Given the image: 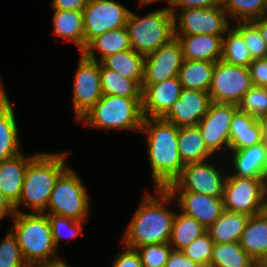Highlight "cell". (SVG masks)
I'll return each mask as SVG.
<instances>
[{"label":"cell","instance_id":"6da1fadb","mask_svg":"<svg viewBox=\"0 0 267 267\" xmlns=\"http://www.w3.org/2000/svg\"><path fill=\"white\" fill-rule=\"evenodd\" d=\"M156 195H145L130 220L122 243L130 248L169 243L175 212L166 208L174 197L167 189L156 188Z\"/></svg>","mask_w":267,"mask_h":267},{"label":"cell","instance_id":"7a4b0ae2","mask_svg":"<svg viewBox=\"0 0 267 267\" xmlns=\"http://www.w3.org/2000/svg\"><path fill=\"white\" fill-rule=\"evenodd\" d=\"M142 131L148 134L147 151L155 188L166 189L185 166L177 144L179 127L162 118H144Z\"/></svg>","mask_w":267,"mask_h":267},{"label":"cell","instance_id":"3957f363","mask_svg":"<svg viewBox=\"0 0 267 267\" xmlns=\"http://www.w3.org/2000/svg\"><path fill=\"white\" fill-rule=\"evenodd\" d=\"M12 232L16 235L21 254L29 267H47L64 263L57 255L51 226L44 212H16L12 217Z\"/></svg>","mask_w":267,"mask_h":267},{"label":"cell","instance_id":"277c9868","mask_svg":"<svg viewBox=\"0 0 267 267\" xmlns=\"http://www.w3.org/2000/svg\"><path fill=\"white\" fill-rule=\"evenodd\" d=\"M67 156L68 152L37 153L28 164L15 212H21L20 205L34 212H45L56 181L69 168L65 162Z\"/></svg>","mask_w":267,"mask_h":267},{"label":"cell","instance_id":"5b68a950","mask_svg":"<svg viewBox=\"0 0 267 267\" xmlns=\"http://www.w3.org/2000/svg\"><path fill=\"white\" fill-rule=\"evenodd\" d=\"M142 98L103 95L78 122L87 127L141 132L143 125Z\"/></svg>","mask_w":267,"mask_h":267},{"label":"cell","instance_id":"8992f818","mask_svg":"<svg viewBox=\"0 0 267 267\" xmlns=\"http://www.w3.org/2000/svg\"><path fill=\"white\" fill-rule=\"evenodd\" d=\"M126 28L131 48L144 56L175 38L174 15L169 6L152 11L143 17L130 11Z\"/></svg>","mask_w":267,"mask_h":267},{"label":"cell","instance_id":"52a82bcc","mask_svg":"<svg viewBox=\"0 0 267 267\" xmlns=\"http://www.w3.org/2000/svg\"><path fill=\"white\" fill-rule=\"evenodd\" d=\"M83 184L75 170L69 167L56 181L44 213L48 211L77 221H87L90 202Z\"/></svg>","mask_w":267,"mask_h":267},{"label":"cell","instance_id":"ba28073f","mask_svg":"<svg viewBox=\"0 0 267 267\" xmlns=\"http://www.w3.org/2000/svg\"><path fill=\"white\" fill-rule=\"evenodd\" d=\"M224 210L253 216L267 209V179L225 175Z\"/></svg>","mask_w":267,"mask_h":267},{"label":"cell","instance_id":"9c48e42d","mask_svg":"<svg viewBox=\"0 0 267 267\" xmlns=\"http://www.w3.org/2000/svg\"><path fill=\"white\" fill-rule=\"evenodd\" d=\"M253 86L249 69L215 62L209 95L211 102L238 105L244 94Z\"/></svg>","mask_w":267,"mask_h":267},{"label":"cell","instance_id":"30bf717a","mask_svg":"<svg viewBox=\"0 0 267 267\" xmlns=\"http://www.w3.org/2000/svg\"><path fill=\"white\" fill-rule=\"evenodd\" d=\"M84 21V43L106 31L126 26L130 10L114 0H89L82 11Z\"/></svg>","mask_w":267,"mask_h":267},{"label":"cell","instance_id":"8fae6325","mask_svg":"<svg viewBox=\"0 0 267 267\" xmlns=\"http://www.w3.org/2000/svg\"><path fill=\"white\" fill-rule=\"evenodd\" d=\"M214 164L204 162L185 164L181 175L166 189L190 191L208 196H223L226 177Z\"/></svg>","mask_w":267,"mask_h":267},{"label":"cell","instance_id":"7c38bea8","mask_svg":"<svg viewBox=\"0 0 267 267\" xmlns=\"http://www.w3.org/2000/svg\"><path fill=\"white\" fill-rule=\"evenodd\" d=\"M178 13L174 16L175 35L224 36L230 28L227 13L221 6L185 9Z\"/></svg>","mask_w":267,"mask_h":267},{"label":"cell","instance_id":"4fadbf2b","mask_svg":"<svg viewBox=\"0 0 267 267\" xmlns=\"http://www.w3.org/2000/svg\"><path fill=\"white\" fill-rule=\"evenodd\" d=\"M237 110L238 105L235 104L211 102L207 113L198 122L205 145L212 155L218 150L223 151L222 155L229 150L230 126Z\"/></svg>","mask_w":267,"mask_h":267},{"label":"cell","instance_id":"5bb4252c","mask_svg":"<svg viewBox=\"0 0 267 267\" xmlns=\"http://www.w3.org/2000/svg\"><path fill=\"white\" fill-rule=\"evenodd\" d=\"M80 54L73 85V105H71L76 122L103 96L100 83V62L90 60L82 53Z\"/></svg>","mask_w":267,"mask_h":267},{"label":"cell","instance_id":"9a60e30c","mask_svg":"<svg viewBox=\"0 0 267 267\" xmlns=\"http://www.w3.org/2000/svg\"><path fill=\"white\" fill-rule=\"evenodd\" d=\"M184 57L177 38L160 46L144 59V79L142 85H151L178 76Z\"/></svg>","mask_w":267,"mask_h":267},{"label":"cell","instance_id":"2e32d148","mask_svg":"<svg viewBox=\"0 0 267 267\" xmlns=\"http://www.w3.org/2000/svg\"><path fill=\"white\" fill-rule=\"evenodd\" d=\"M211 103L208 92L182 88L180 97L162 117L177 127L197 126Z\"/></svg>","mask_w":267,"mask_h":267},{"label":"cell","instance_id":"e0dca14e","mask_svg":"<svg viewBox=\"0 0 267 267\" xmlns=\"http://www.w3.org/2000/svg\"><path fill=\"white\" fill-rule=\"evenodd\" d=\"M176 196L178 207L185 215L195 218L208 229L223 213V196H208L190 191H168Z\"/></svg>","mask_w":267,"mask_h":267},{"label":"cell","instance_id":"ac0fdd59","mask_svg":"<svg viewBox=\"0 0 267 267\" xmlns=\"http://www.w3.org/2000/svg\"><path fill=\"white\" fill-rule=\"evenodd\" d=\"M144 118H162L180 97L182 85L178 76L162 82L141 85Z\"/></svg>","mask_w":267,"mask_h":267},{"label":"cell","instance_id":"d6986e66","mask_svg":"<svg viewBox=\"0 0 267 267\" xmlns=\"http://www.w3.org/2000/svg\"><path fill=\"white\" fill-rule=\"evenodd\" d=\"M229 151L234 166L231 176L267 179V145L264 142Z\"/></svg>","mask_w":267,"mask_h":267},{"label":"cell","instance_id":"ffe728a7","mask_svg":"<svg viewBox=\"0 0 267 267\" xmlns=\"http://www.w3.org/2000/svg\"><path fill=\"white\" fill-rule=\"evenodd\" d=\"M20 153L8 160L0 161V191L15 206L20 200L25 173L29 162L36 156Z\"/></svg>","mask_w":267,"mask_h":267},{"label":"cell","instance_id":"44dd1931","mask_svg":"<svg viewBox=\"0 0 267 267\" xmlns=\"http://www.w3.org/2000/svg\"><path fill=\"white\" fill-rule=\"evenodd\" d=\"M186 60L217 62L222 58L223 36L175 35Z\"/></svg>","mask_w":267,"mask_h":267},{"label":"cell","instance_id":"7402d4cb","mask_svg":"<svg viewBox=\"0 0 267 267\" xmlns=\"http://www.w3.org/2000/svg\"><path fill=\"white\" fill-rule=\"evenodd\" d=\"M132 49L130 37L126 26L106 31L92 39L86 48L81 52L86 58L101 62L109 55ZM96 51L100 52V60L96 56Z\"/></svg>","mask_w":267,"mask_h":267},{"label":"cell","instance_id":"603a6c76","mask_svg":"<svg viewBox=\"0 0 267 267\" xmlns=\"http://www.w3.org/2000/svg\"><path fill=\"white\" fill-rule=\"evenodd\" d=\"M240 245L256 263L264 256L267 251V209L249 217Z\"/></svg>","mask_w":267,"mask_h":267},{"label":"cell","instance_id":"cb8c5ba5","mask_svg":"<svg viewBox=\"0 0 267 267\" xmlns=\"http://www.w3.org/2000/svg\"><path fill=\"white\" fill-rule=\"evenodd\" d=\"M261 142V129L257 118L238 109L230 126L229 150L244 149Z\"/></svg>","mask_w":267,"mask_h":267},{"label":"cell","instance_id":"d4e9b609","mask_svg":"<svg viewBox=\"0 0 267 267\" xmlns=\"http://www.w3.org/2000/svg\"><path fill=\"white\" fill-rule=\"evenodd\" d=\"M248 214L224 210L221 216L207 229L214 243L240 242L249 219Z\"/></svg>","mask_w":267,"mask_h":267},{"label":"cell","instance_id":"484cf974","mask_svg":"<svg viewBox=\"0 0 267 267\" xmlns=\"http://www.w3.org/2000/svg\"><path fill=\"white\" fill-rule=\"evenodd\" d=\"M144 59V55L129 49L107 56L101 64L127 79L135 80L141 86L144 79Z\"/></svg>","mask_w":267,"mask_h":267},{"label":"cell","instance_id":"4316f807","mask_svg":"<svg viewBox=\"0 0 267 267\" xmlns=\"http://www.w3.org/2000/svg\"><path fill=\"white\" fill-rule=\"evenodd\" d=\"M178 150L184 164L204 162L211 156L198 126L179 127Z\"/></svg>","mask_w":267,"mask_h":267},{"label":"cell","instance_id":"83f0119b","mask_svg":"<svg viewBox=\"0 0 267 267\" xmlns=\"http://www.w3.org/2000/svg\"><path fill=\"white\" fill-rule=\"evenodd\" d=\"M54 33L58 38L73 41L80 53L86 48L84 43V21L81 11L54 10Z\"/></svg>","mask_w":267,"mask_h":267},{"label":"cell","instance_id":"f1b7e54d","mask_svg":"<svg viewBox=\"0 0 267 267\" xmlns=\"http://www.w3.org/2000/svg\"><path fill=\"white\" fill-rule=\"evenodd\" d=\"M215 62L184 59L178 78L182 88L209 92Z\"/></svg>","mask_w":267,"mask_h":267},{"label":"cell","instance_id":"f546056e","mask_svg":"<svg viewBox=\"0 0 267 267\" xmlns=\"http://www.w3.org/2000/svg\"><path fill=\"white\" fill-rule=\"evenodd\" d=\"M14 113L10 101L0 110V161L11 159L21 153Z\"/></svg>","mask_w":267,"mask_h":267},{"label":"cell","instance_id":"4dcf8cb0","mask_svg":"<svg viewBox=\"0 0 267 267\" xmlns=\"http://www.w3.org/2000/svg\"><path fill=\"white\" fill-rule=\"evenodd\" d=\"M206 232L207 229L195 218L182 212L175 213L169 245L174 250H183Z\"/></svg>","mask_w":267,"mask_h":267},{"label":"cell","instance_id":"1f68e13d","mask_svg":"<svg viewBox=\"0 0 267 267\" xmlns=\"http://www.w3.org/2000/svg\"><path fill=\"white\" fill-rule=\"evenodd\" d=\"M210 267H257V263L242 249L240 242L214 243Z\"/></svg>","mask_w":267,"mask_h":267},{"label":"cell","instance_id":"d6a6232c","mask_svg":"<svg viewBox=\"0 0 267 267\" xmlns=\"http://www.w3.org/2000/svg\"><path fill=\"white\" fill-rule=\"evenodd\" d=\"M100 83L103 95H118L126 98H142L141 86L118 72L105 68L100 62Z\"/></svg>","mask_w":267,"mask_h":267},{"label":"cell","instance_id":"836d02e7","mask_svg":"<svg viewBox=\"0 0 267 267\" xmlns=\"http://www.w3.org/2000/svg\"><path fill=\"white\" fill-rule=\"evenodd\" d=\"M227 34V35H226ZM223 36L222 58L225 63L247 67L253 59L243 36L233 27Z\"/></svg>","mask_w":267,"mask_h":267},{"label":"cell","instance_id":"e575fe53","mask_svg":"<svg viewBox=\"0 0 267 267\" xmlns=\"http://www.w3.org/2000/svg\"><path fill=\"white\" fill-rule=\"evenodd\" d=\"M228 18L251 22L266 16V0H221Z\"/></svg>","mask_w":267,"mask_h":267},{"label":"cell","instance_id":"d590c367","mask_svg":"<svg viewBox=\"0 0 267 267\" xmlns=\"http://www.w3.org/2000/svg\"><path fill=\"white\" fill-rule=\"evenodd\" d=\"M234 28L243 36L253 60L267 58V44L252 22H238Z\"/></svg>","mask_w":267,"mask_h":267},{"label":"cell","instance_id":"8d00e7d4","mask_svg":"<svg viewBox=\"0 0 267 267\" xmlns=\"http://www.w3.org/2000/svg\"><path fill=\"white\" fill-rule=\"evenodd\" d=\"M51 226L52 240L56 249L59 241L64 237V232L68 239L77 237L82 231V223L86 221H77L65 216L47 213Z\"/></svg>","mask_w":267,"mask_h":267},{"label":"cell","instance_id":"74e56055","mask_svg":"<svg viewBox=\"0 0 267 267\" xmlns=\"http://www.w3.org/2000/svg\"><path fill=\"white\" fill-rule=\"evenodd\" d=\"M238 109L256 118L267 113V87L252 86L244 94Z\"/></svg>","mask_w":267,"mask_h":267},{"label":"cell","instance_id":"f35d334b","mask_svg":"<svg viewBox=\"0 0 267 267\" xmlns=\"http://www.w3.org/2000/svg\"><path fill=\"white\" fill-rule=\"evenodd\" d=\"M0 267H29L22 257L17 237L11 229L0 244Z\"/></svg>","mask_w":267,"mask_h":267},{"label":"cell","instance_id":"ab89813d","mask_svg":"<svg viewBox=\"0 0 267 267\" xmlns=\"http://www.w3.org/2000/svg\"><path fill=\"white\" fill-rule=\"evenodd\" d=\"M172 249L169 243L148 244L136 248L143 267H165Z\"/></svg>","mask_w":267,"mask_h":267},{"label":"cell","instance_id":"60d3db41","mask_svg":"<svg viewBox=\"0 0 267 267\" xmlns=\"http://www.w3.org/2000/svg\"><path fill=\"white\" fill-rule=\"evenodd\" d=\"M214 246V241L211 239L208 232L196 238L182 251L185 256L193 260L202 267H210L211 254Z\"/></svg>","mask_w":267,"mask_h":267},{"label":"cell","instance_id":"b9f144b4","mask_svg":"<svg viewBox=\"0 0 267 267\" xmlns=\"http://www.w3.org/2000/svg\"><path fill=\"white\" fill-rule=\"evenodd\" d=\"M248 69L253 86L267 87V58L253 60Z\"/></svg>","mask_w":267,"mask_h":267},{"label":"cell","instance_id":"7bdbcfd3","mask_svg":"<svg viewBox=\"0 0 267 267\" xmlns=\"http://www.w3.org/2000/svg\"><path fill=\"white\" fill-rule=\"evenodd\" d=\"M219 6H221V0H174L169 8L175 16L178 11L177 9L214 8Z\"/></svg>","mask_w":267,"mask_h":267},{"label":"cell","instance_id":"ee69618b","mask_svg":"<svg viewBox=\"0 0 267 267\" xmlns=\"http://www.w3.org/2000/svg\"><path fill=\"white\" fill-rule=\"evenodd\" d=\"M113 261L112 267H143L138 251L127 246L122 253H118Z\"/></svg>","mask_w":267,"mask_h":267},{"label":"cell","instance_id":"f6af8a7d","mask_svg":"<svg viewBox=\"0 0 267 267\" xmlns=\"http://www.w3.org/2000/svg\"><path fill=\"white\" fill-rule=\"evenodd\" d=\"M165 267H202L185 256L182 250L172 249Z\"/></svg>","mask_w":267,"mask_h":267},{"label":"cell","instance_id":"bcb514c9","mask_svg":"<svg viewBox=\"0 0 267 267\" xmlns=\"http://www.w3.org/2000/svg\"><path fill=\"white\" fill-rule=\"evenodd\" d=\"M89 0H52L53 10L83 11Z\"/></svg>","mask_w":267,"mask_h":267},{"label":"cell","instance_id":"7dc6e473","mask_svg":"<svg viewBox=\"0 0 267 267\" xmlns=\"http://www.w3.org/2000/svg\"><path fill=\"white\" fill-rule=\"evenodd\" d=\"M14 206L9 202V200L0 191V221L6 216L15 215Z\"/></svg>","mask_w":267,"mask_h":267},{"label":"cell","instance_id":"c3c4849f","mask_svg":"<svg viewBox=\"0 0 267 267\" xmlns=\"http://www.w3.org/2000/svg\"><path fill=\"white\" fill-rule=\"evenodd\" d=\"M258 29L267 44V16L251 21Z\"/></svg>","mask_w":267,"mask_h":267},{"label":"cell","instance_id":"681fc988","mask_svg":"<svg viewBox=\"0 0 267 267\" xmlns=\"http://www.w3.org/2000/svg\"><path fill=\"white\" fill-rule=\"evenodd\" d=\"M257 122L259 123L261 129L262 142L267 145V113L257 118Z\"/></svg>","mask_w":267,"mask_h":267},{"label":"cell","instance_id":"f907efd6","mask_svg":"<svg viewBox=\"0 0 267 267\" xmlns=\"http://www.w3.org/2000/svg\"><path fill=\"white\" fill-rule=\"evenodd\" d=\"M10 101L0 80V110Z\"/></svg>","mask_w":267,"mask_h":267},{"label":"cell","instance_id":"816d5d0a","mask_svg":"<svg viewBox=\"0 0 267 267\" xmlns=\"http://www.w3.org/2000/svg\"><path fill=\"white\" fill-rule=\"evenodd\" d=\"M257 267H267V251L264 256L257 262Z\"/></svg>","mask_w":267,"mask_h":267},{"label":"cell","instance_id":"f5cc1de1","mask_svg":"<svg viewBox=\"0 0 267 267\" xmlns=\"http://www.w3.org/2000/svg\"><path fill=\"white\" fill-rule=\"evenodd\" d=\"M158 1H161V0H139V2H140L139 5H141V4H143V5L147 4L148 5L149 3L151 4L153 2H158ZM173 1L174 0H166V2H168L169 6L173 3Z\"/></svg>","mask_w":267,"mask_h":267},{"label":"cell","instance_id":"db71d44e","mask_svg":"<svg viewBox=\"0 0 267 267\" xmlns=\"http://www.w3.org/2000/svg\"><path fill=\"white\" fill-rule=\"evenodd\" d=\"M47 267H70V265H68L66 262L59 264V265H55V266H47Z\"/></svg>","mask_w":267,"mask_h":267},{"label":"cell","instance_id":"11a10c76","mask_svg":"<svg viewBox=\"0 0 267 267\" xmlns=\"http://www.w3.org/2000/svg\"><path fill=\"white\" fill-rule=\"evenodd\" d=\"M266 16H267V0H266Z\"/></svg>","mask_w":267,"mask_h":267}]
</instances>
